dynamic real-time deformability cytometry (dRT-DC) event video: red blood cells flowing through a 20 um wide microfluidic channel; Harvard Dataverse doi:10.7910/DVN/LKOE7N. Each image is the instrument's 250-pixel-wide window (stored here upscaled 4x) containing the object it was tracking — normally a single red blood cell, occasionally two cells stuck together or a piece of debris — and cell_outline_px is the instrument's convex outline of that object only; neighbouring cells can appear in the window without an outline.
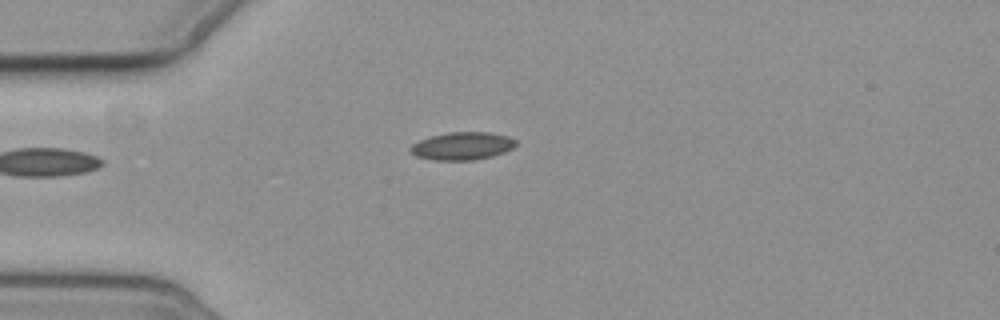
{"species": "common noctule bat (a hibernating species)", "species_latin": "Nyctalus noctula", "temperature_condition": "cold", "stored_images_in_passage": 5, "camera_frame_rate_fps": 3000, "um_per_image_px": 0.085, "animal": {"sex": "female", "body_mass_g": 19.3, "forearm_length_mm": 54.1}, "frame": {"image": 1, "passage_image": 5, "time_ms": 6.333, "image_size_px": [1000, 320], "cell_outline_px": [[516, 144], [512, 148], [504, 152], [492, 156], [472, 160], [432, 160], [416, 156], [408, 148], [412, 144], [420, 140], [432, 136], [448, 132], [492, 132], [508, 136], [516, 140]], "centroid_in_image_um": [39.29, 12.4], "position_along_channel_um": 45.7, "area_um2": 17.05}}